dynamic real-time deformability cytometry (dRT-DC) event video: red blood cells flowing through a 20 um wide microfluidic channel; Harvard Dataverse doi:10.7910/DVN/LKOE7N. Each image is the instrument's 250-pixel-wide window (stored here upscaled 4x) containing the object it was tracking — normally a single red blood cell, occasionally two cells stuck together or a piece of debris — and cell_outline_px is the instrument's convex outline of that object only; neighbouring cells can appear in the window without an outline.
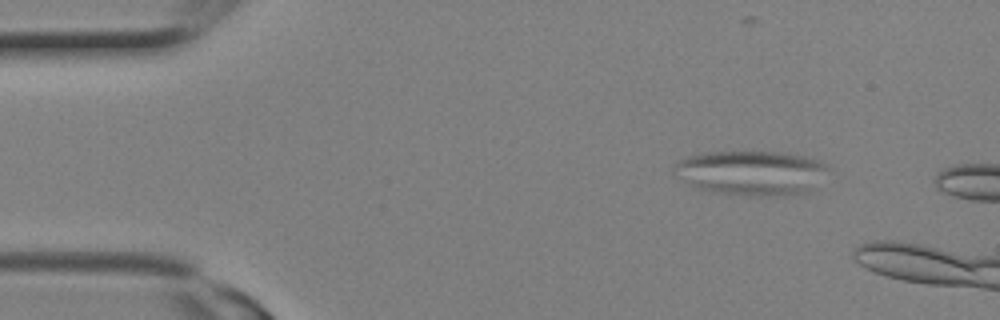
{"species": "Egyptian fruit bat (a non-hibernating species)", "species_latin": "Rousettus aegyptiacus", "temperature_condition": "room temperature", "stored_images_in_passage": 5, "camera_frame_rate_fps": 3000, "um_per_image_px": 0.085, "animal": {"sex": "female"}, "frame": {"image": 1, "passage_image": 3, "time_ms": 0.667, "image_size_px": [1000, 320], "cell_outline_px": [[832, 168], [804, 196], [748, 196], [720, 192], [700, 188], [688, 184], [676, 176], [672, 172], [676, 164], [680, 160], [688, 156], [708, 152], [784, 152], [804, 156], [820, 160], [828, 164]], "centroid_in_image_um": [63.95, 14.7], "position_along_channel_um": 21.1, "area_um2": 40.52}}